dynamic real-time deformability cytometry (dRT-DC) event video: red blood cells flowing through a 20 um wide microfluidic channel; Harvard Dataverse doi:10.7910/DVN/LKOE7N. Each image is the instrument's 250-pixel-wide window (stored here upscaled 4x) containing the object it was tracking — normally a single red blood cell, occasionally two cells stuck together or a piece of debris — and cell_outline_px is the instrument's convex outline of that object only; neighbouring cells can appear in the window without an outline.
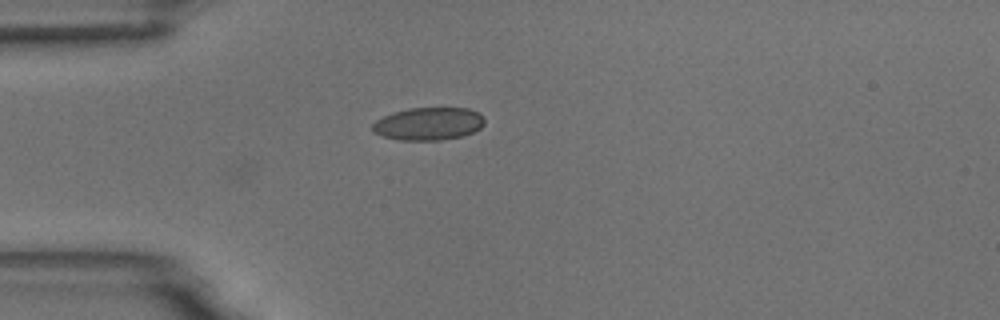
{"species": "common noctule bat (a hibernating species)", "species_latin": "Nyctalus noctula", "temperature_condition": "room temperature", "stored_images_in_passage": 2, "camera_frame_rate_fps": 3000, "um_per_image_px": 0.085, "animal": {"sex": "male", "body_mass_g": 18.8}, "frame": {"image": 1, "passage_image": 2, "time_ms": 1.333, "image_size_px": [1000, 320], "cell_outline_px": [[484, 124], [480, 128], [472, 132], [460, 136], [440, 140], [400, 140], [384, 136], [372, 132], [372, 124], [376, 120], [384, 116], [408, 108], [468, 108], [480, 112], [484, 116]], "centroid_in_image_um": [36.44, 10.51], "position_along_channel_um": 48.6, "area_um2": 21.33}}